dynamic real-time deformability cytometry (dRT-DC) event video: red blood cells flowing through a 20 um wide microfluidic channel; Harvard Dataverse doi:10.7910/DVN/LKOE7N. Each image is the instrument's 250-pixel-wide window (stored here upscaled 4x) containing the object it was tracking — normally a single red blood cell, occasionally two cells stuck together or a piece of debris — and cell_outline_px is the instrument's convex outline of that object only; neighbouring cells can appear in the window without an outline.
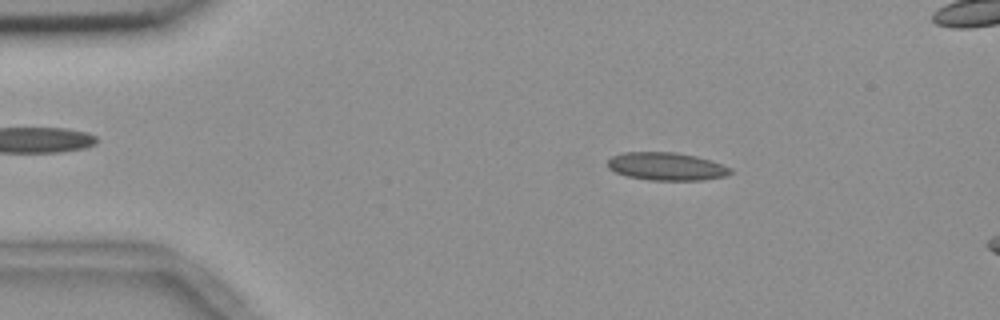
{"species": "common noctule bat (a hibernating species)", "species_latin": "Nyctalus noctula", "temperature_condition": "room temperature", "stored_images_in_passage": 15, "camera_frame_rate_fps": 3000, "um_per_image_px": 0.085, "animal": {"sex": "female", "body_mass_g": 18.4}, "frame": {"image": 1, "passage_image": 9, "time_ms": 2.667, "image_size_px": [1000, 320], "cell_outline_px": [[732, 172], [724, 176], [700, 180], [648, 180], [628, 176], [616, 172], [608, 168], [608, 160], [612, 156], [624, 152], [676, 152], [696, 156], [732, 168]], "centroid_in_image_um": [56.62, 14.14], "position_along_channel_um": 28.4, "area_um2": 19.77}}